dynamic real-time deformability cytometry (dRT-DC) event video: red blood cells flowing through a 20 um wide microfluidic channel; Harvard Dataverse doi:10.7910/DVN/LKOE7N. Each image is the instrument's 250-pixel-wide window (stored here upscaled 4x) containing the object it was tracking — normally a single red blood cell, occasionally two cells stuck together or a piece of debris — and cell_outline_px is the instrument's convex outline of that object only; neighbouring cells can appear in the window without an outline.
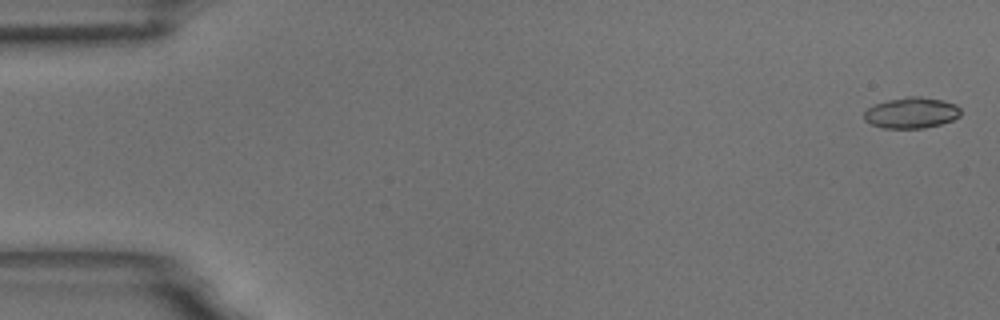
{"species": "common noctule bat (a hibernating species)", "species_latin": "Nyctalus noctula", "temperature_condition": "room temperature", "stored_images_in_passage": 56, "camera_frame_rate_fps": 3000, "um_per_image_px": 0.085, "animal": {"sex": "male", "body_mass_g": 18.8}, "frame": {"image": 1, "passage_image": 2, "time_ms": 0.333, "image_size_px": [1000, 320], "cell_outline_px": [[960, 116], [952, 120], [940, 124], [924, 128], [884, 128], [872, 124], [864, 120], [864, 112], [868, 108], [876, 104], [888, 100], [908, 96], [920, 96], [944, 100], [956, 104], [960, 108]], "centroid_in_image_um": [77.49, 9.58], "position_along_channel_um": 7.5, "area_um2": 17.4}}
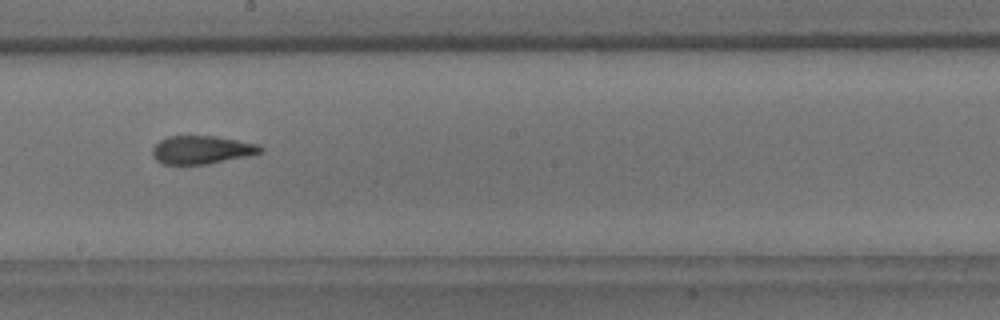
{"frame": {"image": 2, "passage_image": 32, "time_ms": 10.333, "image_size_px": [1000, 320], "cell_outline_px": [[264, 152], [248, 156], [208, 164], [164, 164], [156, 160], [152, 156], [152, 148], [160, 140], [168, 136], [216, 136], [260, 144], [264, 148]], "centroid_in_image_um": [17.18, 12.73], "position_along_channel_um": 231.0, "area_um2": 17.92}}
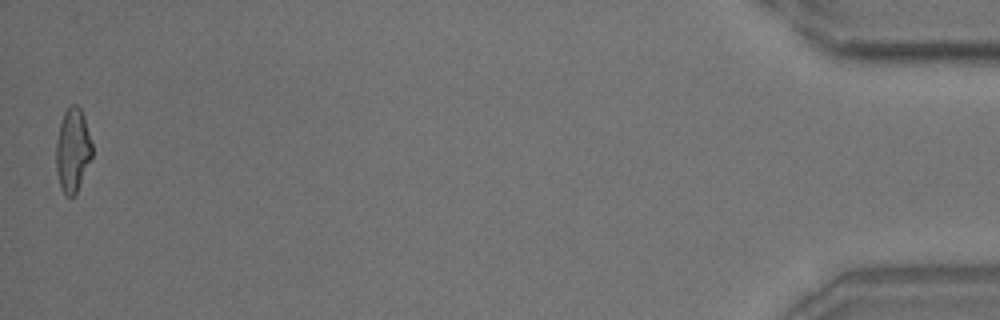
{"frame": {"image": 3, "passage_image": 56, "time_ms": 18.333, "image_size_px": [1000, 320], "cell_outline_px": [[92, 156], [76, 192], [72, 196], [68, 196], [60, 188], [56, 172], [56, 140], [60, 124], [64, 112], [72, 104], [76, 104], [80, 108], [84, 116], [92, 144]], "centroid_in_image_um": [6.17, 12.74], "position_along_channel_um": 429.0, "area_um2": 17.4}, "authors_computed_cell_mechanics": {"area_um2": 17.9758, "velocity_mm_per_s": 3.645, "shape_relaxation_time_tau1_ms": 4.9781, "shape_relaxation_time_tau2_ms": 2.5688, "deformation_change_tau1": 0.1807, "deformation_change_tau2": 0.1232}}